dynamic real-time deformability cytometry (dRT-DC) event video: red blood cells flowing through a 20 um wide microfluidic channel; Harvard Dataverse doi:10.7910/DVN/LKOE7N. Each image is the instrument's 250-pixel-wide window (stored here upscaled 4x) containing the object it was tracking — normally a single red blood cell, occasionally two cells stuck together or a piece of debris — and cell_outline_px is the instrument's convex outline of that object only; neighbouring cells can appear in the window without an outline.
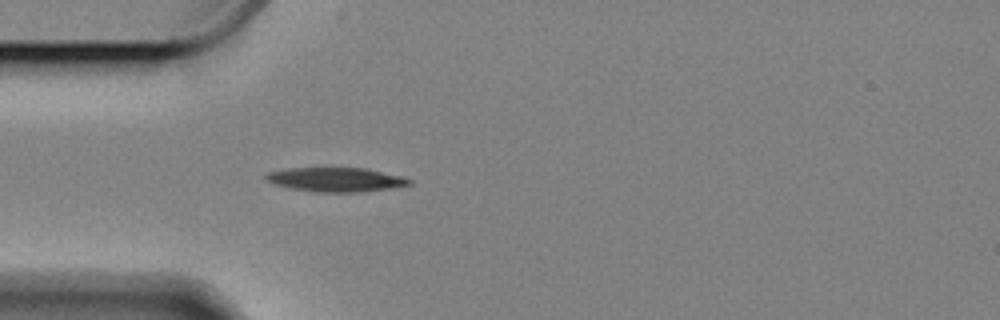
{"species": "Egyptian fruit bat (a non-hibernating species)", "species_latin": "Rousettus aegyptiacus", "temperature_condition": "cold", "stored_images_in_passage": 11, "camera_frame_rate_fps": 3000, "um_per_image_px": 0.085, "animal": {"sex": "female"}, "frame": {"image": 1, "passage_image": 1, "time_ms": 0.0, "image_size_px": [1000, 320], "cell_outline_px": [[412, 184], [388, 188], [356, 192], [316, 192], [292, 188], [276, 184], [268, 180], [264, 176], [268, 172], [288, 168], [364, 168], [404, 176], [412, 180]], "centroid_in_image_um": [28.58, 15.25], "position_along_channel_um": 56.4, "area_um2": 19.94}}
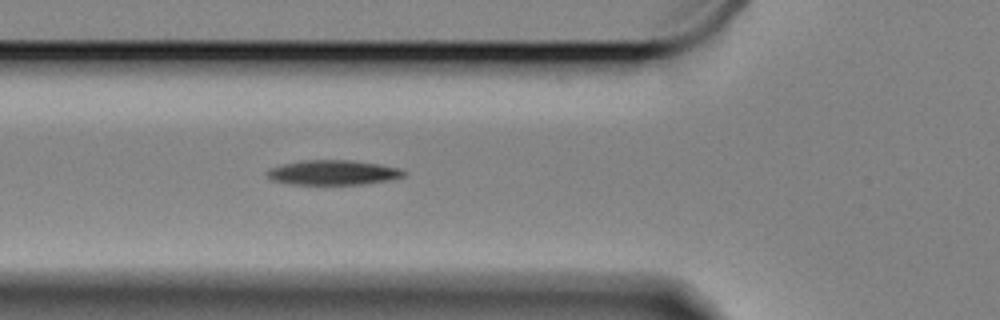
{"frame": {"image": 2, "passage_image": 5, "time_ms": 1.333, "image_size_px": [1000, 320], "cell_outline_px": [[408, 172], [404, 176], [388, 180], [360, 184], [292, 184], [272, 180], [268, 176], [268, 172], [272, 168], [284, 164], [304, 160], [348, 160], [380, 164], [400, 168]], "centroid_in_image_um": [28.37, 14.66], "position_along_channel_um": 97.4, "area_um2": 19.42}}
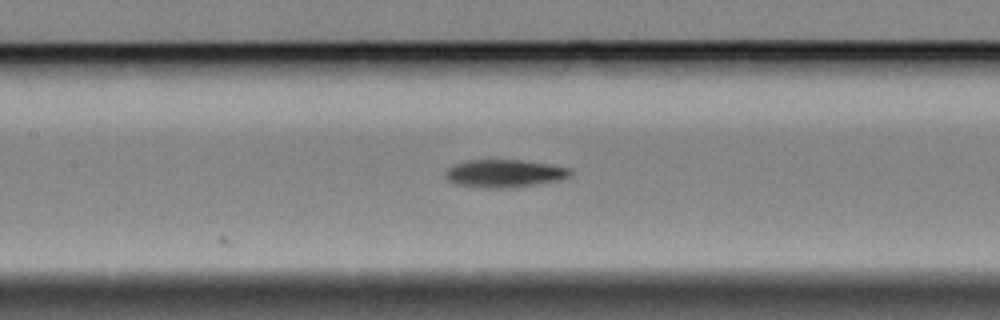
{"frame": {"image": 3, "passage_image": 11, "time_ms": 3.333, "image_size_px": [1000, 320], "cell_outline_px": [[572, 176], [560, 180], [508, 188], [480, 188], [456, 184], [448, 180], [444, 176], [444, 172], [452, 164], [468, 160], [520, 160], [552, 164], [572, 168]], "centroid_in_image_um": [42.88, 14.74], "position_along_channel_um": 164.5, "area_um2": 20.52}}